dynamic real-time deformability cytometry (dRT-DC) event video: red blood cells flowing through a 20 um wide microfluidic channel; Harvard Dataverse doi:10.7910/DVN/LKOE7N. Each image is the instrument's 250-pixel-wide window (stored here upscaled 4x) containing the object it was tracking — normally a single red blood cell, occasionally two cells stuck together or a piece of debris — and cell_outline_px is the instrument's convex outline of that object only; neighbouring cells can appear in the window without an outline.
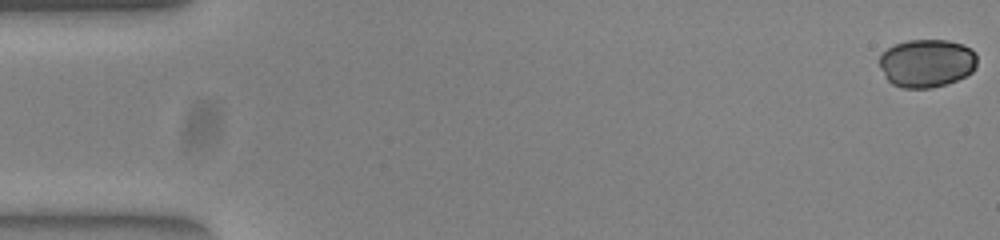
{"species": "common noctule bat (a hibernating species)", "species_latin": "Nyctalus noctula", "temperature_condition": "warm", "stored_images_in_passage": 54, "camera_frame_rate_fps": 3000, "um_per_image_px": 0.085, "animal": {"sex": "female", "body_mass_g": 23.0, "forearm_length_mm": 53.4}, "frame": {"image": 1, "passage_image": 1, "time_ms": 0.0, "image_size_px": [1000, 240], "cell_outline_px": [[976, 68], [972, 72], [956, 80], [932, 88], [900, 88], [892, 84], [884, 76], [880, 68], [880, 56], [888, 48], [896, 44], [908, 40], [948, 40], [964, 44], [972, 48], [976, 52]], "centroid_in_image_um": [78.78, 5.36], "position_along_channel_um": 6.2, "area_um2": 27.57}}
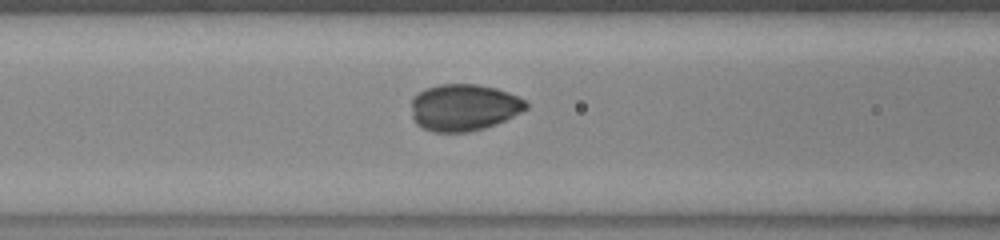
{"frame": {"image": 2, "passage_image": 22, "time_ms": 7.0, "image_size_px": [1000, 240], "cell_outline_px": [[528, 108], [496, 124], [484, 128], [468, 132], [432, 132], [416, 124], [412, 116], [412, 96], [428, 88], [440, 84], [476, 84], [496, 88], [508, 92], [524, 100], [528, 104]], "centroid_in_image_um": [39.41, 9.13], "position_along_channel_um": 127.2, "area_um2": 31.15}}
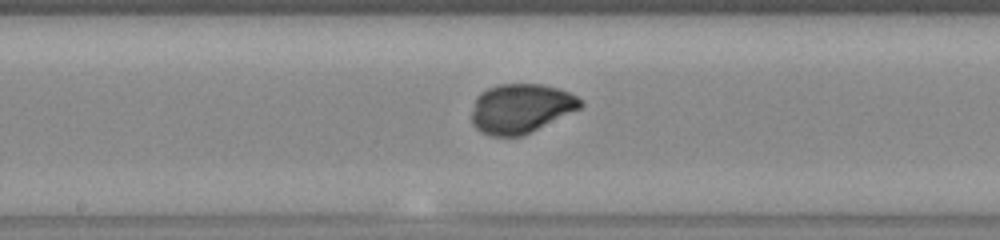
{"frame": {"image": 3, "passage_image": 28, "time_ms": 9.0, "image_size_px": [1000, 240], "cell_outline_px": [[584, 104], [580, 108], [520, 136], [492, 136], [480, 132], [472, 124], [472, 112], [476, 96], [480, 92], [488, 88], [500, 84], [540, 84], [560, 88], [584, 100]], "centroid_in_image_um": [44.25, 9.2], "position_along_channel_um": 203.9, "area_um2": 31.1}}